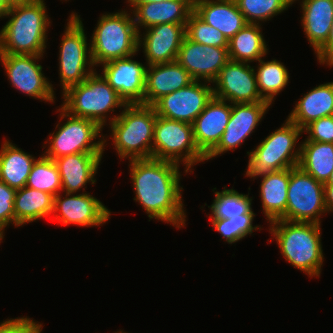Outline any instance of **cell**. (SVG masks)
Here are the masks:
<instances>
[{
  "label": "cell",
  "instance_id": "1",
  "mask_svg": "<svg viewBox=\"0 0 333 333\" xmlns=\"http://www.w3.org/2000/svg\"><path fill=\"white\" fill-rule=\"evenodd\" d=\"M130 176L135 190L133 200L142 205L149 219H157L182 228L186 224L180 182V164L160 159H135ZM181 187V188H180Z\"/></svg>",
  "mask_w": 333,
  "mask_h": 333
},
{
  "label": "cell",
  "instance_id": "2",
  "mask_svg": "<svg viewBox=\"0 0 333 333\" xmlns=\"http://www.w3.org/2000/svg\"><path fill=\"white\" fill-rule=\"evenodd\" d=\"M44 0L12 4L4 13L11 18L0 31V54L43 55L50 18Z\"/></svg>",
  "mask_w": 333,
  "mask_h": 333
},
{
  "label": "cell",
  "instance_id": "3",
  "mask_svg": "<svg viewBox=\"0 0 333 333\" xmlns=\"http://www.w3.org/2000/svg\"><path fill=\"white\" fill-rule=\"evenodd\" d=\"M269 230L277 241L281 254L293 267L310 278L319 277L323 264L320 224L276 220Z\"/></svg>",
  "mask_w": 333,
  "mask_h": 333
},
{
  "label": "cell",
  "instance_id": "4",
  "mask_svg": "<svg viewBox=\"0 0 333 333\" xmlns=\"http://www.w3.org/2000/svg\"><path fill=\"white\" fill-rule=\"evenodd\" d=\"M118 115L110 117V135L121 159L152 158L156 112L153 106L127 104Z\"/></svg>",
  "mask_w": 333,
  "mask_h": 333
},
{
  "label": "cell",
  "instance_id": "5",
  "mask_svg": "<svg viewBox=\"0 0 333 333\" xmlns=\"http://www.w3.org/2000/svg\"><path fill=\"white\" fill-rule=\"evenodd\" d=\"M127 11L103 14L91 37V57L98 66L114 59L135 55L139 51V33L133 16Z\"/></svg>",
  "mask_w": 333,
  "mask_h": 333
},
{
  "label": "cell",
  "instance_id": "6",
  "mask_svg": "<svg viewBox=\"0 0 333 333\" xmlns=\"http://www.w3.org/2000/svg\"><path fill=\"white\" fill-rule=\"evenodd\" d=\"M61 107L69 114L96 122L102 129L106 125L107 112L125 107L126 102L112 86L97 72L89 75L84 82L68 88L64 93Z\"/></svg>",
  "mask_w": 333,
  "mask_h": 333
},
{
  "label": "cell",
  "instance_id": "7",
  "mask_svg": "<svg viewBox=\"0 0 333 333\" xmlns=\"http://www.w3.org/2000/svg\"><path fill=\"white\" fill-rule=\"evenodd\" d=\"M303 130L288 118L285 123L262 140L249 155L246 177L294 168L300 159V146H296ZM297 147V148H296ZM297 149V150H296Z\"/></svg>",
  "mask_w": 333,
  "mask_h": 333
},
{
  "label": "cell",
  "instance_id": "8",
  "mask_svg": "<svg viewBox=\"0 0 333 333\" xmlns=\"http://www.w3.org/2000/svg\"><path fill=\"white\" fill-rule=\"evenodd\" d=\"M152 158L176 164L183 162L185 173H191V166L206 160L195 143L192 124L158 115L153 133Z\"/></svg>",
  "mask_w": 333,
  "mask_h": 333
},
{
  "label": "cell",
  "instance_id": "9",
  "mask_svg": "<svg viewBox=\"0 0 333 333\" xmlns=\"http://www.w3.org/2000/svg\"><path fill=\"white\" fill-rule=\"evenodd\" d=\"M58 111L61 112L60 120L67 117L68 120L61 126L57 124L58 131L49 135L48 149L44 152L46 157L54 160L76 153H104L106 139L100 135L102 128L96 122L73 116L62 107ZM98 137L101 139L96 141Z\"/></svg>",
  "mask_w": 333,
  "mask_h": 333
},
{
  "label": "cell",
  "instance_id": "10",
  "mask_svg": "<svg viewBox=\"0 0 333 333\" xmlns=\"http://www.w3.org/2000/svg\"><path fill=\"white\" fill-rule=\"evenodd\" d=\"M68 21L59 47V75L62 93L68 88L84 82L96 71L80 15L73 12Z\"/></svg>",
  "mask_w": 333,
  "mask_h": 333
},
{
  "label": "cell",
  "instance_id": "11",
  "mask_svg": "<svg viewBox=\"0 0 333 333\" xmlns=\"http://www.w3.org/2000/svg\"><path fill=\"white\" fill-rule=\"evenodd\" d=\"M326 212L324 183L317 181L299 166L290 168L286 220L320 224V217Z\"/></svg>",
  "mask_w": 333,
  "mask_h": 333
},
{
  "label": "cell",
  "instance_id": "12",
  "mask_svg": "<svg viewBox=\"0 0 333 333\" xmlns=\"http://www.w3.org/2000/svg\"><path fill=\"white\" fill-rule=\"evenodd\" d=\"M42 57L43 55L0 54L5 73L13 87L32 98L52 103L56 98L53 85L44 76L43 67L37 64Z\"/></svg>",
  "mask_w": 333,
  "mask_h": 333
},
{
  "label": "cell",
  "instance_id": "13",
  "mask_svg": "<svg viewBox=\"0 0 333 333\" xmlns=\"http://www.w3.org/2000/svg\"><path fill=\"white\" fill-rule=\"evenodd\" d=\"M213 96L209 83L194 80L188 86L162 96L152 106L158 116L192 124Z\"/></svg>",
  "mask_w": 333,
  "mask_h": 333
},
{
  "label": "cell",
  "instance_id": "14",
  "mask_svg": "<svg viewBox=\"0 0 333 333\" xmlns=\"http://www.w3.org/2000/svg\"><path fill=\"white\" fill-rule=\"evenodd\" d=\"M213 83L214 97L231 104L267 102L259 94L254 66L246 62L229 60Z\"/></svg>",
  "mask_w": 333,
  "mask_h": 333
},
{
  "label": "cell",
  "instance_id": "15",
  "mask_svg": "<svg viewBox=\"0 0 333 333\" xmlns=\"http://www.w3.org/2000/svg\"><path fill=\"white\" fill-rule=\"evenodd\" d=\"M57 194L54 197V210L50 220L61 225L101 226L110 218L111 212L104 204L89 193ZM58 212V213H57ZM55 219V220H54Z\"/></svg>",
  "mask_w": 333,
  "mask_h": 333
},
{
  "label": "cell",
  "instance_id": "16",
  "mask_svg": "<svg viewBox=\"0 0 333 333\" xmlns=\"http://www.w3.org/2000/svg\"><path fill=\"white\" fill-rule=\"evenodd\" d=\"M271 104L269 102L234 103L223 135L218 144L206 155V160L239 147L262 121Z\"/></svg>",
  "mask_w": 333,
  "mask_h": 333
},
{
  "label": "cell",
  "instance_id": "17",
  "mask_svg": "<svg viewBox=\"0 0 333 333\" xmlns=\"http://www.w3.org/2000/svg\"><path fill=\"white\" fill-rule=\"evenodd\" d=\"M228 47L203 45L184 37L176 61L193 80L213 83L229 61Z\"/></svg>",
  "mask_w": 333,
  "mask_h": 333
},
{
  "label": "cell",
  "instance_id": "18",
  "mask_svg": "<svg viewBox=\"0 0 333 333\" xmlns=\"http://www.w3.org/2000/svg\"><path fill=\"white\" fill-rule=\"evenodd\" d=\"M133 56L103 63L102 76L126 104H144L147 67L132 60Z\"/></svg>",
  "mask_w": 333,
  "mask_h": 333
},
{
  "label": "cell",
  "instance_id": "19",
  "mask_svg": "<svg viewBox=\"0 0 333 333\" xmlns=\"http://www.w3.org/2000/svg\"><path fill=\"white\" fill-rule=\"evenodd\" d=\"M185 26L186 24L163 23L145 29L143 36L139 33L138 47L139 50L141 47L144 50L146 66L176 61L185 37Z\"/></svg>",
  "mask_w": 333,
  "mask_h": 333
},
{
  "label": "cell",
  "instance_id": "20",
  "mask_svg": "<svg viewBox=\"0 0 333 333\" xmlns=\"http://www.w3.org/2000/svg\"><path fill=\"white\" fill-rule=\"evenodd\" d=\"M213 98L192 123L194 140L206 156L220 141L231 114V103Z\"/></svg>",
  "mask_w": 333,
  "mask_h": 333
},
{
  "label": "cell",
  "instance_id": "21",
  "mask_svg": "<svg viewBox=\"0 0 333 333\" xmlns=\"http://www.w3.org/2000/svg\"><path fill=\"white\" fill-rule=\"evenodd\" d=\"M194 80L177 62L149 65L146 69L144 105H153L162 96L188 86Z\"/></svg>",
  "mask_w": 333,
  "mask_h": 333
},
{
  "label": "cell",
  "instance_id": "22",
  "mask_svg": "<svg viewBox=\"0 0 333 333\" xmlns=\"http://www.w3.org/2000/svg\"><path fill=\"white\" fill-rule=\"evenodd\" d=\"M103 153H76L54 159L65 193H76L87 183L94 185Z\"/></svg>",
  "mask_w": 333,
  "mask_h": 333
},
{
  "label": "cell",
  "instance_id": "23",
  "mask_svg": "<svg viewBox=\"0 0 333 333\" xmlns=\"http://www.w3.org/2000/svg\"><path fill=\"white\" fill-rule=\"evenodd\" d=\"M135 27L147 29L163 23L186 24L193 11V0H172L148 4H129ZM140 27V28H139Z\"/></svg>",
  "mask_w": 333,
  "mask_h": 333
},
{
  "label": "cell",
  "instance_id": "24",
  "mask_svg": "<svg viewBox=\"0 0 333 333\" xmlns=\"http://www.w3.org/2000/svg\"><path fill=\"white\" fill-rule=\"evenodd\" d=\"M193 11L228 41L247 24L235 0H193Z\"/></svg>",
  "mask_w": 333,
  "mask_h": 333
},
{
  "label": "cell",
  "instance_id": "25",
  "mask_svg": "<svg viewBox=\"0 0 333 333\" xmlns=\"http://www.w3.org/2000/svg\"><path fill=\"white\" fill-rule=\"evenodd\" d=\"M325 116H333V82L320 84L304 94L287 118L303 130Z\"/></svg>",
  "mask_w": 333,
  "mask_h": 333
},
{
  "label": "cell",
  "instance_id": "26",
  "mask_svg": "<svg viewBox=\"0 0 333 333\" xmlns=\"http://www.w3.org/2000/svg\"><path fill=\"white\" fill-rule=\"evenodd\" d=\"M301 2L303 30L310 46L316 52L327 41L330 33L333 22V0H302Z\"/></svg>",
  "mask_w": 333,
  "mask_h": 333
},
{
  "label": "cell",
  "instance_id": "27",
  "mask_svg": "<svg viewBox=\"0 0 333 333\" xmlns=\"http://www.w3.org/2000/svg\"><path fill=\"white\" fill-rule=\"evenodd\" d=\"M262 210L269 223L286 220L287 189L290 181V168L259 175Z\"/></svg>",
  "mask_w": 333,
  "mask_h": 333
},
{
  "label": "cell",
  "instance_id": "28",
  "mask_svg": "<svg viewBox=\"0 0 333 333\" xmlns=\"http://www.w3.org/2000/svg\"><path fill=\"white\" fill-rule=\"evenodd\" d=\"M36 158L7 139L0 150V181L14 189L26 186Z\"/></svg>",
  "mask_w": 333,
  "mask_h": 333
},
{
  "label": "cell",
  "instance_id": "29",
  "mask_svg": "<svg viewBox=\"0 0 333 333\" xmlns=\"http://www.w3.org/2000/svg\"><path fill=\"white\" fill-rule=\"evenodd\" d=\"M54 196L30 187L17 189L14 200L15 226H22L42 218H51Z\"/></svg>",
  "mask_w": 333,
  "mask_h": 333
},
{
  "label": "cell",
  "instance_id": "30",
  "mask_svg": "<svg viewBox=\"0 0 333 333\" xmlns=\"http://www.w3.org/2000/svg\"><path fill=\"white\" fill-rule=\"evenodd\" d=\"M261 24L247 23L228 41L229 59L234 62H254L268 54Z\"/></svg>",
  "mask_w": 333,
  "mask_h": 333
},
{
  "label": "cell",
  "instance_id": "31",
  "mask_svg": "<svg viewBox=\"0 0 333 333\" xmlns=\"http://www.w3.org/2000/svg\"><path fill=\"white\" fill-rule=\"evenodd\" d=\"M300 145L298 166L317 181L325 183L333 171V143L305 139Z\"/></svg>",
  "mask_w": 333,
  "mask_h": 333
},
{
  "label": "cell",
  "instance_id": "32",
  "mask_svg": "<svg viewBox=\"0 0 333 333\" xmlns=\"http://www.w3.org/2000/svg\"><path fill=\"white\" fill-rule=\"evenodd\" d=\"M258 63V69H254V71L259 94L264 101L272 104L274 96L278 95L289 83L288 70L276 59L264 62L261 58Z\"/></svg>",
  "mask_w": 333,
  "mask_h": 333
},
{
  "label": "cell",
  "instance_id": "33",
  "mask_svg": "<svg viewBox=\"0 0 333 333\" xmlns=\"http://www.w3.org/2000/svg\"><path fill=\"white\" fill-rule=\"evenodd\" d=\"M27 187L47 192L54 197L62 191L58 167L54 160L42 156L34 162L28 176Z\"/></svg>",
  "mask_w": 333,
  "mask_h": 333
},
{
  "label": "cell",
  "instance_id": "34",
  "mask_svg": "<svg viewBox=\"0 0 333 333\" xmlns=\"http://www.w3.org/2000/svg\"><path fill=\"white\" fill-rule=\"evenodd\" d=\"M215 199L211 206V216L209 218L230 219L236 215L247 214L252 209V198L248 195L237 192L234 189L215 191ZM213 215V216H212Z\"/></svg>",
  "mask_w": 333,
  "mask_h": 333
},
{
  "label": "cell",
  "instance_id": "35",
  "mask_svg": "<svg viewBox=\"0 0 333 333\" xmlns=\"http://www.w3.org/2000/svg\"><path fill=\"white\" fill-rule=\"evenodd\" d=\"M247 23L260 24L282 13L293 0H235Z\"/></svg>",
  "mask_w": 333,
  "mask_h": 333
},
{
  "label": "cell",
  "instance_id": "36",
  "mask_svg": "<svg viewBox=\"0 0 333 333\" xmlns=\"http://www.w3.org/2000/svg\"><path fill=\"white\" fill-rule=\"evenodd\" d=\"M255 215L251 209L247 214L236 215L230 219L210 218V220L213 226L212 229L219 232L227 243L233 244L247 235H251L254 230H261V227L257 225L253 227L252 225Z\"/></svg>",
  "mask_w": 333,
  "mask_h": 333
},
{
  "label": "cell",
  "instance_id": "37",
  "mask_svg": "<svg viewBox=\"0 0 333 333\" xmlns=\"http://www.w3.org/2000/svg\"><path fill=\"white\" fill-rule=\"evenodd\" d=\"M185 36L194 42L214 47H228V40L217 28L202 20L194 11L188 17Z\"/></svg>",
  "mask_w": 333,
  "mask_h": 333
},
{
  "label": "cell",
  "instance_id": "38",
  "mask_svg": "<svg viewBox=\"0 0 333 333\" xmlns=\"http://www.w3.org/2000/svg\"><path fill=\"white\" fill-rule=\"evenodd\" d=\"M16 189L0 181V230L4 233L5 227L15 225L14 200Z\"/></svg>",
  "mask_w": 333,
  "mask_h": 333
},
{
  "label": "cell",
  "instance_id": "39",
  "mask_svg": "<svg viewBox=\"0 0 333 333\" xmlns=\"http://www.w3.org/2000/svg\"><path fill=\"white\" fill-rule=\"evenodd\" d=\"M308 141L333 143V116H325L312 121L304 129Z\"/></svg>",
  "mask_w": 333,
  "mask_h": 333
},
{
  "label": "cell",
  "instance_id": "40",
  "mask_svg": "<svg viewBox=\"0 0 333 333\" xmlns=\"http://www.w3.org/2000/svg\"><path fill=\"white\" fill-rule=\"evenodd\" d=\"M42 324L29 317L6 319L0 323V333H41Z\"/></svg>",
  "mask_w": 333,
  "mask_h": 333
},
{
  "label": "cell",
  "instance_id": "41",
  "mask_svg": "<svg viewBox=\"0 0 333 333\" xmlns=\"http://www.w3.org/2000/svg\"><path fill=\"white\" fill-rule=\"evenodd\" d=\"M320 64L333 66V22L327 41L315 52Z\"/></svg>",
  "mask_w": 333,
  "mask_h": 333
},
{
  "label": "cell",
  "instance_id": "42",
  "mask_svg": "<svg viewBox=\"0 0 333 333\" xmlns=\"http://www.w3.org/2000/svg\"><path fill=\"white\" fill-rule=\"evenodd\" d=\"M325 206L327 212L333 211V185H324Z\"/></svg>",
  "mask_w": 333,
  "mask_h": 333
},
{
  "label": "cell",
  "instance_id": "43",
  "mask_svg": "<svg viewBox=\"0 0 333 333\" xmlns=\"http://www.w3.org/2000/svg\"><path fill=\"white\" fill-rule=\"evenodd\" d=\"M10 6L11 4L7 0H0V18H3L4 13Z\"/></svg>",
  "mask_w": 333,
  "mask_h": 333
},
{
  "label": "cell",
  "instance_id": "44",
  "mask_svg": "<svg viewBox=\"0 0 333 333\" xmlns=\"http://www.w3.org/2000/svg\"><path fill=\"white\" fill-rule=\"evenodd\" d=\"M165 1H172V0H128L127 2L130 4H148L151 2H165Z\"/></svg>",
  "mask_w": 333,
  "mask_h": 333
},
{
  "label": "cell",
  "instance_id": "45",
  "mask_svg": "<svg viewBox=\"0 0 333 333\" xmlns=\"http://www.w3.org/2000/svg\"><path fill=\"white\" fill-rule=\"evenodd\" d=\"M324 185H333V171L330 173V176L327 179V181L324 183Z\"/></svg>",
  "mask_w": 333,
  "mask_h": 333
},
{
  "label": "cell",
  "instance_id": "46",
  "mask_svg": "<svg viewBox=\"0 0 333 333\" xmlns=\"http://www.w3.org/2000/svg\"><path fill=\"white\" fill-rule=\"evenodd\" d=\"M11 5L12 4H16V3H19V2H24V1H27V0H7Z\"/></svg>",
  "mask_w": 333,
  "mask_h": 333
},
{
  "label": "cell",
  "instance_id": "47",
  "mask_svg": "<svg viewBox=\"0 0 333 333\" xmlns=\"http://www.w3.org/2000/svg\"><path fill=\"white\" fill-rule=\"evenodd\" d=\"M3 238H4V233L0 230V243Z\"/></svg>",
  "mask_w": 333,
  "mask_h": 333
}]
</instances>
